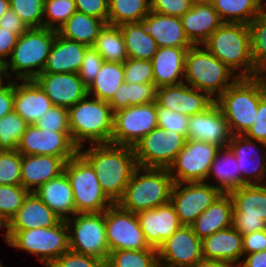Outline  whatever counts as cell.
<instances>
[{"instance_id":"1","label":"cell","mask_w":266,"mask_h":267,"mask_svg":"<svg viewBox=\"0 0 266 267\" xmlns=\"http://www.w3.org/2000/svg\"><path fill=\"white\" fill-rule=\"evenodd\" d=\"M79 153L94 168L106 196L117 203L137 167L133 147L111 143L92 144L90 149H79Z\"/></svg>"},{"instance_id":"2","label":"cell","mask_w":266,"mask_h":267,"mask_svg":"<svg viewBox=\"0 0 266 267\" xmlns=\"http://www.w3.org/2000/svg\"><path fill=\"white\" fill-rule=\"evenodd\" d=\"M266 94L261 77L238 78L215 102L232 135H244L254 122L260 99Z\"/></svg>"},{"instance_id":"3","label":"cell","mask_w":266,"mask_h":267,"mask_svg":"<svg viewBox=\"0 0 266 267\" xmlns=\"http://www.w3.org/2000/svg\"><path fill=\"white\" fill-rule=\"evenodd\" d=\"M201 45L233 72L243 68L239 78L255 77L248 24L224 22Z\"/></svg>"},{"instance_id":"4","label":"cell","mask_w":266,"mask_h":267,"mask_svg":"<svg viewBox=\"0 0 266 267\" xmlns=\"http://www.w3.org/2000/svg\"><path fill=\"white\" fill-rule=\"evenodd\" d=\"M68 120L71 139L79 149L87 139L91 144L111 143L114 112L108 102L86 95L68 109Z\"/></svg>"},{"instance_id":"5","label":"cell","mask_w":266,"mask_h":267,"mask_svg":"<svg viewBox=\"0 0 266 267\" xmlns=\"http://www.w3.org/2000/svg\"><path fill=\"white\" fill-rule=\"evenodd\" d=\"M143 172V175H138ZM173 180L166 168L137 166L117 204L130 212L139 213L170 201Z\"/></svg>"},{"instance_id":"6","label":"cell","mask_w":266,"mask_h":267,"mask_svg":"<svg viewBox=\"0 0 266 267\" xmlns=\"http://www.w3.org/2000/svg\"><path fill=\"white\" fill-rule=\"evenodd\" d=\"M56 34L57 31L43 27L29 28L19 36L10 61L4 62V77L10 78L11 70L18 80H34L44 69Z\"/></svg>"},{"instance_id":"7","label":"cell","mask_w":266,"mask_h":267,"mask_svg":"<svg viewBox=\"0 0 266 267\" xmlns=\"http://www.w3.org/2000/svg\"><path fill=\"white\" fill-rule=\"evenodd\" d=\"M199 47L193 45L187 50L183 79L192 88L205 92L216 100L239 77L205 47ZM230 77H233L231 82Z\"/></svg>"},{"instance_id":"8","label":"cell","mask_w":266,"mask_h":267,"mask_svg":"<svg viewBox=\"0 0 266 267\" xmlns=\"http://www.w3.org/2000/svg\"><path fill=\"white\" fill-rule=\"evenodd\" d=\"M68 176L77 213H101L113 202L103 192L91 164L78 152L64 167Z\"/></svg>"},{"instance_id":"9","label":"cell","mask_w":266,"mask_h":267,"mask_svg":"<svg viewBox=\"0 0 266 267\" xmlns=\"http://www.w3.org/2000/svg\"><path fill=\"white\" fill-rule=\"evenodd\" d=\"M7 233L9 246L40 256L38 260L45 266H49L70 249L69 231L65 220L51 227Z\"/></svg>"},{"instance_id":"10","label":"cell","mask_w":266,"mask_h":267,"mask_svg":"<svg viewBox=\"0 0 266 267\" xmlns=\"http://www.w3.org/2000/svg\"><path fill=\"white\" fill-rule=\"evenodd\" d=\"M65 221L69 231L70 250L107 262L110 250L106 238L104 212L77 213L72 220L69 217Z\"/></svg>"},{"instance_id":"11","label":"cell","mask_w":266,"mask_h":267,"mask_svg":"<svg viewBox=\"0 0 266 267\" xmlns=\"http://www.w3.org/2000/svg\"><path fill=\"white\" fill-rule=\"evenodd\" d=\"M232 227L242 236L266 229V184L244 185L229 193Z\"/></svg>"},{"instance_id":"12","label":"cell","mask_w":266,"mask_h":267,"mask_svg":"<svg viewBox=\"0 0 266 267\" xmlns=\"http://www.w3.org/2000/svg\"><path fill=\"white\" fill-rule=\"evenodd\" d=\"M186 141L185 136L175 131L156 127L134 145L136 164L145 168L168 169Z\"/></svg>"},{"instance_id":"13","label":"cell","mask_w":266,"mask_h":267,"mask_svg":"<svg viewBox=\"0 0 266 267\" xmlns=\"http://www.w3.org/2000/svg\"><path fill=\"white\" fill-rule=\"evenodd\" d=\"M219 146L187 139L183 149L177 154L168 172L174 183L204 182ZM177 168V169H176ZM176 173L174 175V170Z\"/></svg>"},{"instance_id":"14","label":"cell","mask_w":266,"mask_h":267,"mask_svg":"<svg viewBox=\"0 0 266 267\" xmlns=\"http://www.w3.org/2000/svg\"><path fill=\"white\" fill-rule=\"evenodd\" d=\"M106 238L110 252L154 249L147 243L136 213L113 203L104 211Z\"/></svg>"},{"instance_id":"15","label":"cell","mask_w":266,"mask_h":267,"mask_svg":"<svg viewBox=\"0 0 266 267\" xmlns=\"http://www.w3.org/2000/svg\"><path fill=\"white\" fill-rule=\"evenodd\" d=\"M158 127L156 102L114 112L111 144L131 146Z\"/></svg>"},{"instance_id":"16","label":"cell","mask_w":266,"mask_h":267,"mask_svg":"<svg viewBox=\"0 0 266 267\" xmlns=\"http://www.w3.org/2000/svg\"><path fill=\"white\" fill-rule=\"evenodd\" d=\"M183 184L186 186L182 187ZM220 194L218 188L205 181L173 183L170 202L177 212L180 223L190 226Z\"/></svg>"},{"instance_id":"17","label":"cell","mask_w":266,"mask_h":267,"mask_svg":"<svg viewBox=\"0 0 266 267\" xmlns=\"http://www.w3.org/2000/svg\"><path fill=\"white\" fill-rule=\"evenodd\" d=\"M17 150L22 155H54L74 157L79 148L73 143L70 132H55L28 125Z\"/></svg>"},{"instance_id":"18","label":"cell","mask_w":266,"mask_h":267,"mask_svg":"<svg viewBox=\"0 0 266 267\" xmlns=\"http://www.w3.org/2000/svg\"><path fill=\"white\" fill-rule=\"evenodd\" d=\"M157 252L159 267H191L203 258L202 240L191 226L182 225L163 242Z\"/></svg>"},{"instance_id":"19","label":"cell","mask_w":266,"mask_h":267,"mask_svg":"<svg viewBox=\"0 0 266 267\" xmlns=\"http://www.w3.org/2000/svg\"><path fill=\"white\" fill-rule=\"evenodd\" d=\"M231 135L224 114L216 102L205 111L189 117L187 139L223 148L228 147Z\"/></svg>"},{"instance_id":"20","label":"cell","mask_w":266,"mask_h":267,"mask_svg":"<svg viewBox=\"0 0 266 267\" xmlns=\"http://www.w3.org/2000/svg\"><path fill=\"white\" fill-rule=\"evenodd\" d=\"M34 81L55 106L69 109L87 95L78 73H41Z\"/></svg>"},{"instance_id":"21","label":"cell","mask_w":266,"mask_h":267,"mask_svg":"<svg viewBox=\"0 0 266 267\" xmlns=\"http://www.w3.org/2000/svg\"><path fill=\"white\" fill-rule=\"evenodd\" d=\"M156 102L160 106L190 117L208 109L215 100L207 93L183 82L157 88Z\"/></svg>"},{"instance_id":"22","label":"cell","mask_w":266,"mask_h":267,"mask_svg":"<svg viewBox=\"0 0 266 267\" xmlns=\"http://www.w3.org/2000/svg\"><path fill=\"white\" fill-rule=\"evenodd\" d=\"M141 229L150 247L158 249L182 224L169 201L137 213Z\"/></svg>"},{"instance_id":"23","label":"cell","mask_w":266,"mask_h":267,"mask_svg":"<svg viewBox=\"0 0 266 267\" xmlns=\"http://www.w3.org/2000/svg\"><path fill=\"white\" fill-rule=\"evenodd\" d=\"M61 220L34 192H29L22 206L8 222V229L4 234L5 241H8L7 232L51 227Z\"/></svg>"},{"instance_id":"24","label":"cell","mask_w":266,"mask_h":267,"mask_svg":"<svg viewBox=\"0 0 266 267\" xmlns=\"http://www.w3.org/2000/svg\"><path fill=\"white\" fill-rule=\"evenodd\" d=\"M70 158L73 157L22 155L21 185L29 192H33L40 185L60 176Z\"/></svg>"},{"instance_id":"25","label":"cell","mask_w":266,"mask_h":267,"mask_svg":"<svg viewBox=\"0 0 266 267\" xmlns=\"http://www.w3.org/2000/svg\"><path fill=\"white\" fill-rule=\"evenodd\" d=\"M15 81L13 111L28 125H35L53 104L34 80H22L20 85Z\"/></svg>"},{"instance_id":"26","label":"cell","mask_w":266,"mask_h":267,"mask_svg":"<svg viewBox=\"0 0 266 267\" xmlns=\"http://www.w3.org/2000/svg\"><path fill=\"white\" fill-rule=\"evenodd\" d=\"M202 255L238 267L244 255L242 235L232 226L219 230L202 240Z\"/></svg>"},{"instance_id":"27","label":"cell","mask_w":266,"mask_h":267,"mask_svg":"<svg viewBox=\"0 0 266 267\" xmlns=\"http://www.w3.org/2000/svg\"><path fill=\"white\" fill-rule=\"evenodd\" d=\"M186 37L193 45L203 44L224 22L212 3H193L181 17Z\"/></svg>"},{"instance_id":"28","label":"cell","mask_w":266,"mask_h":267,"mask_svg":"<svg viewBox=\"0 0 266 267\" xmlns=\"http://www.w3.org/2000/svg\"><path fill=\"white\" fill-rule=\"evenodd\" d=\"M146 31L158 47L190 48L193 44L186 37L180 17L150 11L143 19Z\"/></svg>"},{"instance_id":"29","label":"cell","mask_w":266,"mask_h":267,"mask_svg":"<svg viewBox=\"0 0 266 267\" xmlns=\"http://www.w3.org/2000/svg\"><path fill=\"white\" fill-rule=\"evenodd\" d=\"M189 48L160 47L151 60L154 85L159 88L183 83L185 58Z\"/></svg>"},{"instance_id":"30","label":"cell","mask_w":266,"mask_h":267,"mask_svg":"<svg viewBox=\"0 0 266 267\" xmlns=\"http://www.w3.org/2000/svg\"><path fill=\"white\" fill-rule=\"evenodd\" d=\"M88 47L57 33L42 73H78Z\"/></svg>"},{"instance_id":"31","label":"cell","mask_w":266,"mask_h":267,"mask_svg":"<svg viewBox=\"0 0 266 267\" xmlns=\"http://www.w3.org/2000/svg\"><path fill=\"white\" fill-rule=\"evenodd\" d=\"M255 143V140L249 139L244 135H231L230 142L228 144V147L238 162V170H240L241 175V186L261 184L260 182H263V179L261 178H263L266 174V163L264 162L266 156L264 155V157L261 158V156H258V154L254 152L256 148ZM249 151H252L251 154ZM256 158L257 160H255ZM263 159V164H261ZM252 160L257 163H254L256 166L254 164L251 165Z\"/></svg>"},{"instance_id":"32","label":"cell","mask_w":266,"mask_h":267,"mask_svg":"<svg viewBox=\"0 0 266 267\" xmlns=\"http://www.w3.org/2000/svg\"><path fill=\"white\" fill-rule=\"evenodd\" d=\"M62 220L77 214L70 180L65 172L33 191ZM68 214V216H66Z\"/></svg>"},{"instance_id":"33","label":"cell","mask_w":266,"mask_h":267,"mask_svg":"<svg viewBox=\"0 0 266 267\" xmlns=\"http://www.w3.org/2000/svg\"><path fill=\"white\" fill-rule=\"evenodd\" d=\"M233 201L229 193H221L216 200L190 225L198 238L232 226Z\"/></svg>"},{"instance_id":"34","label":"cell","mask_w":266,"mask_h":267,"mask_svg":"<svg viewBox=\"0 0 266 267\" xmlns=\"http://www.w3.org/2000/svg\"><path fill=\"white\" fill-rule=\"evenodd\" d=\"M105 25L101 19L76 11L57 33L66 39L93 46Z\"/></svg>"},{"instance_id":"35","label":"cell","mask_w":266,"mask_h":267,"mask_svg":"<svg viewBox=\"0 0 266 267\" xmlns=\"http://www.w3.org/2000/svg\"><path fill=\"white\" fill-rule=\"evenodd\" d=\"M128 54V58L152 60L158 51L155 39L149 35L143 22L119 25Z\"/></svg>"},{"instance_id":"36","label":"cell","mask_w":266,"mask_h":267,"mask_svg":"<svg viewBox=\"0 0 266 267\" xmlns=\"http://www.w3.org/2000/svg\"><path fill=\"white\" fill-rule=\"evenodd\" d=\"M223 153V154H222ZM214 175L220 186H215L221 193H230L241 187V175L238 162L229 147L220 148L210 166L208 178Z\"/></svg>"},{"instance_id":"37","label":"cell","mask_w":266,"mask_h":267,"mask_svg":"<svg viewBox=\"0 0 266 267\" xmlns=\"http://www.w3.org/2000/svg\"><path fill=\"white\" fill-rule=\"evenodd\" d=\"M125 82L123 64L104 61L95 79L87 87V95L109 102Z\"/></svg>"},{"instance_id":"38","label":"cell","mask_w":266,"mask_h":267,"mask_svg":"<svg viewBox=\"0 0 266 267\" xmlns=\"http://www.w3.org/2000/svg\"><path fill=\"white\" fill-rule=\"evenodd\" d=\"M157 87L154 83L131 84L123 82L108 102L113 112L145 103L156 102Z\"/></svg>"},{"instance_id":"39","label":"cell","mask_w":266,"mask_h":267,"mask_svg":"<svg viewBox=\"0 0 266 267\" xmlns=\"http://www.w3.org/2000/svg\"><path fill=\"white\" fill-rule=\"evenodd\" d=\"M93 48L106 62L123 64L128 59L124 37L119 26L106 24L96 38Z\"/></svg>"},{"instance_id":"40","label":"cell","mask_w":266,"mask_h":267,"mask_svg":"<svg viewBox=\"0 0 266 267\" xmlns=\"http://www.w3.org/2000/svg\"><path fill=\"white\" fill-rule=\"evenodd\" d=\"M263 0H214L215 10L223 22L249 24L265 7Z\"/></svg>"},{"instance_id":"41","label":"cell","mask_w":266,"mask_h":267,"mask_svg":"<svg viewBox=\"0 0 266 267\" xmlns=\"http://www.w3.org/2000/svg\"><path fill=\"white\" fill-rule=\"evenodd\" d=\"M150 12V0H108V24L141 22Z\"/></svg>"},{"instance_id":"42","label":"cell","mask_w":266,"mask_h":267,"mask_svg":"<svg viewBox=\"0 0 266 267\" xmlns=\"http://www.w3.org/2000/svg\"><path fill=\"white\" fill-rule=\"evenodd\" d=\"M255 77L266 74V7L248 24Z\"/></svg>"},{"instance_id":"43","label":"cell","mask_w":266,"mask_h":267,"mask_svg":"<svg viewBox=\"0 0 266 267\" xmlns=\"http://www.w3.org/2000/svg\"><path fill=\"white\" fill-rule=\"evenodd\" d=\"M106 267H159L157 249L111 251Z\"/></svg>"},{"instance_id":"44","label":"cell","mask_w":266,"mask_h":267,"mask_svg":"<svg viewBox=\"0 0 266 267\" xmlns=\"http://www.w3.org/2000/svg\"><path fill=\"white\" fill-rule=\"evenodd\" d=\"M27 126L14 111L0 118V150H17Z\"/></svg>"},{"instance_id":"45","label":"cell","mask_w":266,"mask_h":267,"mask_svg":"<svg viewBox=\"0 0 266 267\" xmlns=\"http://www.w3.org/2000/svg\"><path fill=\"white\" fill-rule=\"evenodd\" d=\"M76 11L74 0H44L43 27L57 31Z\"/></svg>"},{"instance_id":"46","label":"cell","mask_w":266,"mask_h":267,"mask_svg":"<svg viewBox=\"0 0 266 267\" xmlns=\"http://www.w3.org/2000/svg\"><path fill=\"white\" fill-rule=\"evenodd\" d=\"M9 5L28 28H43L44 0H9Z\"/></svg>"},{"instance_id":"47","label":"cell","mask_w":266,"mask_h":267,"mask_svg":"<svg viewBox=\"0 0 266 267\" xmlns=\"http://www.w3.org/2000/svg\"><path fill=\"white\" fill-rule=\"evenodd\" d=\"M21 164L18 150H0V185H21Z\"/></svg>"},{"instance_id":"48","label":"cell","mask_w":266,"mask_h":267,"mask_svg":"<svg viewBox=\"0 0 266 267\" xmlns=\"http://www.w3.org/2000/svg\"><path fill=\"white\" fill-rule=\"evenodd\" d=\"M29 191L22 185H0V214L7 220L16 214Z\"/></svg>"},{"instance_id":"49","label":"cell","mask_w":266,"mask_h":267,"mask_svg":"<svg viewBox=\"0 0 266 267\" xmlns=\"http://www.w3.org/2000/svg\"><path fill=\"white\" fill-rule=\"evenodd\" d=\"M123 69L126 83H154L151 60L128 58L123 63Z\"/></svg>"},{"instance_id":"50","label":"cell","mask_w":266,"mask_h":267,"mask_svg":"<svg viewBox=\"0 0 266 267\" xmlns=\"http://www.w3.org/2000/svg\"><path fill=\"white\" fill-rule=\"evenodd\" d=\"M158 127L163 130L175 131L187 138L189 116L174 112L171 109L160 106L156 102Z\"/></svg>"},{"instance_id":"51","label":"cell","mask_w":266,"mask_h":267,"mask_svg":"<svg viewBox=\"0 0 266 267\" xmlns=\"http://www.w3.org/2000/svg\"><path fill=\"white\" fill-rule=\"evenodd\" d=\"M35 125L40 129H48L55 132H70L68 109L53 105L40 116V119Z\"/></svg>"},{"instance_id":"52","label":"cell","mask_w":266,"mask_h":267,"mask_svg":"<svg viewBox=\"0 0 266 267\" xmlns=\"http://www.w3.org/2000/svg\"><path fill=\"white\" fill-rule=\"evenodd\" d=\"M46 267H106V262L97 257L67 250Z\"/></svg>"},{"instance_id":"53","label":"cell","mask_w":266,"mask_h":267,"mask_svg":"<svg viewBox=\"0 0 266 267\" xmlns=\"http://www.w3.org/2000/svg\"><path fill=\"white\" fill-rule=\"evenodd\" d=\"M104 59L102 56L93 48L89 46L81 64V67L78 71V76L83 81V84L88 87L92 81L95 79L97 73L101 69Z\"/></svg>"},{"instance_id":"54","label":"cell","mask_w":266,"mask_h":267,"mask_svg":"<svg viewBox=\"0 0 266 267\" xmlns=\"http://www.w3.org/2000/svg\"><path fill=\"white\" fill-rule=\"evenodd\" d=\"M193 3V0H150V11L181 17L192 8Z\"/></svg>"},{"instance_id":"55","label":"cell","mask_w":266,"mask_h":267,"mask_svg":"<svg viewBox=\"0 0 266 267\" xmlns=\"http://www.w3.org/2000/svg\"><path fill=\"white\" fill-rule=\"evenodd\" d=\"M244 136L266 146V94L260 99L254 122Z\"/></svg>"},{"instance_id":"56","label":"cell","mask_w":266,"mask_h":267,"mask_svg":"<svg viewBox=\"0 0 266 267\" xmlns=\"http://www.w3.org/2000/svg\"><path fill=\"white\" fill-rule=\"evenodd\" d=\"M76 10L108 24V0H74Z\"/></svg>"},{"instance_id":"57","label":"cell","mask_w":266,"mask_h":267,"mask_svg":"<svg viewBox=\"0 0 266 267\" xmlns=\"http://www.w3.org/2000/svg\"><path fill=\"white\" fill-rule=\"evenodd\" d=\"M242 238L244 255L266 250V229L245 234Z\"/></svg>"},{"instance_id":"58","label":"cell","mask_w":266,"mask_h":267,"mask_svg":"<svg viewBox=\"0 0 266 267\" xmlns=\"http://www.w3.org/2000/svg\"><path fill=\"white\" fill-rule=\"evenodd\" d=\"M0 27L11 31L18 37L29 29L12 9H9L0 18Z\"/></svg>"},{"instance_id":"59","label":"cell","mask_w":266,"mask_h":267,"mask_svg":"<svg viewBox=\"0 0 266 267\" xmlns=\"http://www.w3.org/2000/svg\"><path fill=\"white\" fill-rule=\"evenodd\" d=\"M8 85H0V118L13 112L14 105V80H8Z\"/></svg>"},{"instance_id":"60","label":"cell","mask_w":266,"mask_h":267,"mask_svg":"<svg viewBox=\"0 0 266 267\" xmlns=\"http://www.w3.org/2000/svg\"><path fill=\"white\" fill-rule=\"evenodd\" d=\"M18 36L5 28L0 27V60L4 64L5 58L11 55L17 43Z\"/></svg>"},{"instance_id":"61","label":"cell","mask_w":266,"mask_h":267,"mask_svg":"<svg viewBox=\"0 0 266 267\" xmlns=\"http://www.w3.org/2000/svg\"><path fill=\"white\" fill-rule=\"evenodd\" d=\"M246 256V260H241L238 267H266V250Z\"/></svg>"},{"instance_id":"62","label":"cell","mask_w":266,"mask_h":267,"mask_svg":"<svg viewBox=\"0 0 266 267\" xmlns=\"http://www.w3.org/2000/svg\"><path fill=\"white\" fill-rule=\"evenodd\" d=\"M191 267H235V266L217 260L201 258L200 260L196 261Z\"/></svg>"},{"instance_id":"63","label":"cell","mask_w":266,"mask_h":267,"mask_svg":"<svg viewBox=\"0 0 266 267\" xmlns=\"http://www.w3.org/2000/svg\"><path fill=\"white\" fill-rule=\"evenodd\" d=\"M10 9L9 0H0V18Z\"/></svg>"},{"instance_id":"64","label":"cell","mask_w":266,"mask_h":267,"mask_svg":"<svg viewBox=\"0 0 266 267\" xmlns=\"http://www.w3.org/2000/svg\"><path fill=\"white\" fill-rule=\"evenodd\" d=\"M5 228L8 229V222L7 220L0 214V229Z\"/></svg>"},{"instance_id":"65","label":"cell","mask_w":266,"mask_h":267,"mask_svg":"<svg viewBox=\"0 0 266 267\" xmlns=\"http://www.w3.org/2000/svg\"><path fill=\"white\" fill-rule=\"evenodd\" d=\"M214 0H193L195 3H212Z\"/></svg>"},{"instance_id":"66","label":"cell","mask_w":266,"mask_h":267,"mask_svg":"<svg viewBox=\"0 0 266 267\" xmlns=\"http://www.w3.org/2000/svg\"><path fill=\"white\" fill-rule=\"evenodd\" d=\"M0 73H4V64L0 60Z\"/></svg>"},{"instance_id":"67","label":"cell","mask_w":266,"mask_h":267,"mask_svg":"<svg viewBox=\"0 0 266 267\" xmlns=\"http://www.w3.org/2000/svg\"><path fill=\"white\" fill-rule=\"evenodd\" d=\"M261 79L263 80L265 88H266V74L262 75Z\"/></svg>"},{"instance_id":"68","label":"cell","mask_w":266,"mask_h":267,"mask_svg":"<svg viewBox=\"0 0 266 267\" xmlns=\"http://www.w3.org/2000/svg\"><path fill=\"white\" fill-rule=\"evenodd\" d=\"M3 76H5V74L4 73H0V85L3 83L2 82L3 81V79H2Z\"/></svg>"}]
</instances>
